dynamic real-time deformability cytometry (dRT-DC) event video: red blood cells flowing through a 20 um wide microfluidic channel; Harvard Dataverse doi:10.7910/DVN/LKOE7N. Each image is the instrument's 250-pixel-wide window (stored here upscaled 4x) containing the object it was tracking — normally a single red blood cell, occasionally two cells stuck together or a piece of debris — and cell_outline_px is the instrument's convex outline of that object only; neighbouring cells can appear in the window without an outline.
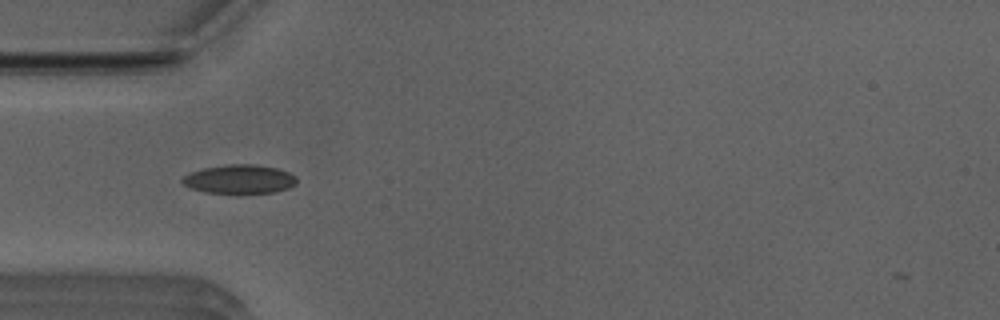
{"species": "Egyptian fruit bat (a non-hibernating species)", "species_latin": "Rousettus aegyptiacus", "temperature_condition": "room temperature", "stored_images_in_passage": 37, "camera_frame_rate_fps": 3000, "um_per_image_px": 0.085, "animal": {"sex": "male"}, "frame": {"image": 1, "passage_image": 1, "time_ms": 0.0, "image_size_px": [1000, 320], "cell_outline_px": [[296, 184], [288, 188], [272, 192], [240, 196], [204, 192], [188, 188], [180, 180], [184, 176], [192, 172], [204, 168], [228, 164], [256, 164], [276, 168], [288, 172], [296, 176]], "centroid_in_image_um": [20.34, 15.27], "position_along_channel_um": 64.7, "area_um2": 19.94}}
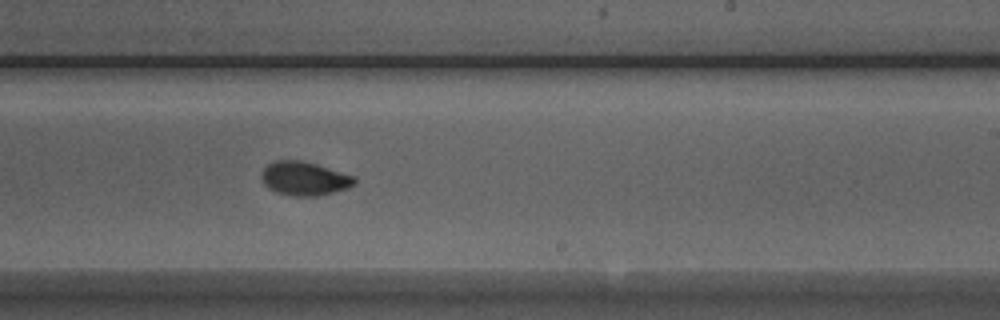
{"frame": {"image": 2, "passage_image": 16, "time_ms": 5.0, "image_size_px": [1000, 320], "cell_outline_px": [[356, 184], [348, 188], [316, 196], [292, 196], [276, 192], [268, 188], [264, 184], [260, 176], [264, 168], [272, 160], [300, 160], [316, 164], [352, 176], [356, 180]], "centroid_in_image_um": [25.82, 15.17], "position_along_channel_um": 263.2, "area_um2": 18.21}}
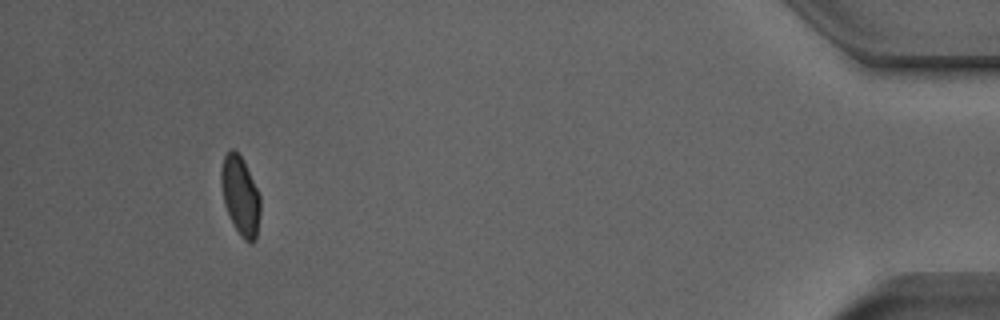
{"frame": {"image": 3, "passage_image": 33, "time_ms": 10.667, "image_size_px": [1000, 320], "cell_outline_px": [[260, 212], [256, 240], [252, 244], [248, 244], [244, 240], [236, 228], [224, 204], [220, 184], [220, 172], [224, 156], [232, 148], [240, 156], [260, 196]], "centroid_in_image_um": [20.42, 16.68], "position_along_channel_um": 414.8, "area_um2": 17.69}, "authors_computed_cell_mechanics": {"area_um2": 18.207, "velocity_mm_per_s": 3.9736, "shape_relaxation_time_tau1_ms": 3.4441, "shape_relaxation_time_tau2_ms": 0.7294, "deformation_change_tau1": 0.1237, "deformation_change_tau2": 0.0388}}